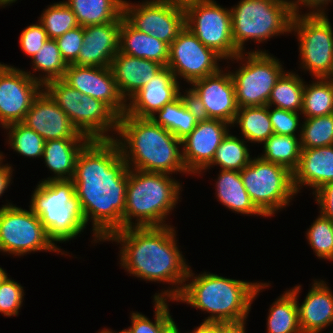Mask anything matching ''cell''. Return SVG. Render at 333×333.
<instances>
[{"label":"cell","instance_id":"d6986e66","mask_svg":"<svg viewBox=\"0 0 333 333\" xmlns=\"http://www.w3.org/2000/svg\"><path fill=\"white\" fill-rule=\"evenodd\" d=\"M230 127L223 120L201 117L194 130L182 140L183 162L191 176L199 175L212 162Z\"/></svg>","mask_w":333,"mask_h":333},{"label":"cell","instance_id":"91938a15","mask_svg":"<svg viewBox=\"0 0 333 333\" xmlns=\"http://www.w3.org/2000/svg\"><path fill=\"white\" fill-rule=\"evenodd\" d=\"M11 205H13L12 202H8V201H7V203H5V205H2V206L0 207V210H1L2 207H8V206H11Z\"/></svg>","mask_w":333,"mask_h":333},{"label":"cell","instance_id":"603a6c76","mask_svg":"<svg viewBox=\"0 0 333 333\" xmlns=\"http://www.w3.org/2000/svg\"><path fill=\"white\" fill-rule=\"evenodd\" d=\"M121 22H107L84 27L83 44L77 60L80 66L110 67L119 52Z\"/></svg>","mask_w":333,"mask_h":333},{"label":"cell","instance_id":"b9f144b4","mask_svg":"<svg viewBox=\"0 0 333 333\" xmlns=\"http://www.w3.org/2000/svg\"><path fill=\"white\" fill-rule=\"evenodd\" d=\"M154 310V322L139 312H131V326L125 330L128 333H160V331L173 319L170 314L168 302L173 300L152 299Z\"/></svg>","mask_w":333,"mask_h":333},{"label":"cell","instance_id":"5bb4252c","mask_svg":"<svg viewBox=\"0 0 333 333\" xmlns=\"http://www.w3.org/2000/svg\"><path fill=\"white\" fill-rule=\"evenodd\" d=\"M123 1V18L136 30L168 45L185 28L183 4L171 0Z\"/></svg>","mask_w":333,"mask_h":333},{"label":"cell","instance_id":"74e56055","mask_svg":"<svg viewBox=\"0 0 333 333\" xmlns=\"http://www.w3.org/2000/svg\"><path fill=\"white\" fill-rule=\"evenodd\" d=\"M3 130H6V142L14 152L24 158L42 159L45 140L36 131L22 122L9 124Z\"/></svg>","mask_w":333,"mask_h":333},{"label":"cell","instance_id":"f546056e","mask_svg":"<svg viewBox=\"0 0 333 333\" xmlns=\"http://www.w3.org/2000/svg\"><path fill=\"white\" fill-rule=\"evenodd\" d=\"M124 0H67L80 26L121 22Z\"/></svg>","mask_w":333,"mask_h":333},{"label":"cell","instance_id":"7a4b0ae2","mask_svg":"<svg viewBox=\"0 0 333 333\" xmlns=\"http://www.w3.org/2000/svg\"><path fill=\"white\" fill-rule=\"evenodd\" d=\"M176 227H131L113 232L105 241L120 245V266L148 282L169 284L153 299L173 300L181 294L190 265L177 244Z\"/></svg>","mask_w":333,"mask_h":333},{"label":"cell","instance_id":"4dcf8cb0","mask_svg":"<svg viewBox=\"0 0 333 333\" xmlns=\"http://www.w3.org/2000/svg\"><path fill=\"white\" fill-rule=\"evenodd\" d=\"M232 127H239L241 135L249 143L263 144L274 134L268 105L239 108Z\"/></svg>","mask_w":333,"mask_h":333},{"label":"cell","instance_id":"4316f807","mask_svg":"<svg viewBox=\"0 0 333 333\" xmlns=\"http://www.w3.org/2000/svg\"><path fill=\"white\" fill-rule=\"evenodd\" d=\"M182 92L176 100L164 105L151 117L156 124L167 129L181 141L194 130L201 118L187 91Z\"/></svg>","mask_w":333,"mask_h":333},{"label":"cell","instance_id":"db71d44e","mask_svg":"<svg viewBox=\"0 0 333 333\" xmlns=\"http://www.w3.org/2000/svg\"><path fill=\"white\" fill-rule=\"evenodd\" d=\"M18 0H0V7H6L11 5L12 3H15Z\"/></svg>","mask_w":333,"mask_h":333},{"label":"cell","instance_id":"f907efd6","mask_svg":"<svg viewBox=\"0 0 333 333\" xmlns=\"http://www.w3.org/2000/svg\"><path fill=\"white\" fill-rule=\"evenodd\" d=\"M187 333H222V323L201 322L192 332Z\"/></svg>","mask_w":333,"mask_h":333},{"label":"cell","instance_id":"cb8c5ba5","mask_svg":"<svg viewBox=\"0 0 333 333\" xmlns=\"http://www.w3.org/2000/svg\"><path fill=\"white\" fill-rule=\"evenodd\" d=\"M292 173L297 194L308 186L313 194L324 184L333 181V145L302 148L298 166Z\"/></svg>","mask_w":333,"mask_h":333},{"label":"cell","instance_id":"1f68e13d","mask_svg":"<svg viewBox=\"0 0 333 333\" xmlns=\"http://www.w3.org/2000/svg\"><path fill=\"white\" fill-rule=\"evenodd\" d=\"M229 131L216 149L212 162L197 176L203 175L208 169L219 166L220 170L241 171L247 166L252 155L248 143L243 137L232 135ZM240 137V138H239ZM250 152V153H249Z\"/></svg>","mask_w":333,"mask_h":333},{"label":"cell","instance_id":"8fae6325","mask_svg":"<svg viewBox=\"0 0 333 333\" xmlns=\"http://www.w3.org/2000/svg\"><path fill=\"white\" fill-rule=\"evenodd\" d=\"M327 14H294L291 34L296 35L300 70L312 78H329L333 71V28Z\"/></svg>","mask_w":333,"mask_h":333},{"label":"cell","instance_id":"e575fe53","mask_svg":"<svg viewBox=\"0 0 333 333\" xmlns=\"http://www.w3.org/2000/svg\"><path fill=\"white\" fill-rule=\"evenodd\" d=\"M301 150L300 136L273 134L263 143V153L258 156L293 172L298 166Z\"/></svg>","mask_w":333,"mask_h":333},{"label":"cell","instance_id":"6f0895ef","mask_svg":"<svg viewBox=\"0 0 333 333\" xmlns=\"http://www.w3.org/2000/svg\"><path fill=\"white\" fill-rule=\"evenodd\" d=\"M171 1L181 3V4H185V3L189 2V1H193V0H171Z\"/></svg>","mask_w":333,"mask_h":333},{"label":"cell","instance_id":"816d5d0a","mask_svg":"<svg viewBox=\"0 0 333 333\" xmlns=\"http://www.w3.org/2000/svg\"><path fill=\"white\" fill-rule=\"evenodd\" d=\"M246 322L238 324L222 323V333H246Z\"/></svg>","mask_w":333,"mask_h":333},{"label":"cell","instance_id":"7c38bea8","mask_svg":"<svg viewBox=\"0 0 333 333\" xmlns=\"http://www.w3.org/2000/svg\"><path fill=\"white\" fill-rule=\"evenodd\" d=\"M56 252L68 256L48 237L39 217L32 211L11 205L0 210V253L24 256L34 252ZM67 252V253H66Z\"/></svg>","mask_w":333,"mask_h":333},{"label":"cell","instance_id":"277c9868","mask_svg":"<svg viewBox=\"0 0 333 333\" xmlns=\"http://www.w3.org/2000/svg\"><path fill=\"white\" fill-rule=\"evenodd\" d=\"M115 141L129 169L173 175L190 174L183 162L182 141L151 118L123 114Z\"/></svg>","mask_w":333,"mask_h":333},{"label":"cell","instance_id":"680465c9","mask_svg":"<svg viewBox=\"0 0 333 333\" xmlns=\"http://www.w3.org/2000/svg\"><path fill=\"white\" fill-rule=\"evenodd\" d=\"M4 158L3 152L0 151V164L3 162Z\"/></svg>","mask_w":333,"mask_h":333},{"label":"cell","instance_id":"681fc988","mask_svg":"<svg viewBox=\"0 0 333 333\" xmlns=\"http://www.w3.org/2000/svg\"><path fill=\"white\" fill-rule=\"evenodd\" d=\"M13 167L11 164L8 163L4 164L3 162L0 164V198L4 195L5 191L10 187L12 184V174H13Z\"/></svg>","mask_w":333,"mask_h":333},{"label":"cell","instance_id":"11a10c76","mask_svg":"<svg viewBox=\"0 0 333 333\" xmlns=\"http://www.w3.org/2000/svg\"><path fill=\"white\" fill-rule=\"evenodd\" d=\"M7 274H8L7 271L4 270L2 267H0V283L7 276Z\"/></svg>","mask_w":333,"mask_h":333},{"label":"cell","instance_id":"6125c7cd","mask_svg":"<svg viewBox=\"0 0 333 333\" xmlns=\"http://www.w3.org/2000/svg\"><path fill=\"white\" fill-rule=\"evenodd\" d=\"M329 79L333 82V71H332L331 75L329 76Z\"/></svg>","mask_w":333,"mask_h":333},{"label":"cell","instance_id":"7dc6e473","mask_svg":"<svg viewBox=\"0 0 333 333\" xmlns=\"http://www.w3.org/2000/svg\"><path fill=\"white\" fill-rule=\"evenodd\" d=\"M315 195V196H314ZM314 200L319 205V213L333 220V181L324 184L313 193Z\"/></svg>","mask_w":333,"mask_h":333},{"label":"cell","instance_id":"e0dca14e","mask_svg":"<svg viewBox=\"0 0 333 333\" xmlns=\"http://www.w3.org/2000/svg\"><path fill=\"white\" fill-rule=\"evenodd\" d=\"M43 85L25 70L0 62V126L22 122Z\"/></svg>","mask_w":333,"mask_h":333},{"label":"cell","instance_id":"d6a6232c","mask_svg":"<svg viewBox=\"0 0 333 333\" xmlns=\"http://www.w3.org/2000/svg\"><path fill=\"white\" fill-rule=\"evenodd\" d=\"M267 333H302L295 296L287 289L271 304Z\"/></svg>","mask_w":333,"mask_h":333},{"label":"cell","instance_id":"8992f818","mask_svg":"<svg viewBox=\"0 0 333 333\" xmlns=\"http://www.w3.org/2000/svg\"><path fill=\"white\" fill-rule=\"evenodd\" d=\"M32 193L28 207L56 246L80 237L87 225L72 180L39 181Z\"/></svg>","mask_w":333,"mask_h":333},{"label":"cell","instance_id":"60d3db41","mask_svg":"<svg viewBox=\"0 0 333 333\" xmlns=\"http://www.w3.org/2000/svg\"><path fill=\"white\" fill-rule=\"evenodd\" d=\"M306 239L318 259L333 261V231L331 220L322 216L313 220V223L307 229Z\"/></svg>","mask_w":333,"mask_h":333},{"label":"cell","instance_id":"f6af8a7d","mask_svg":"<svg viewBox=\"0 0 333 333\" xmlns=\"http://www.w3.org/2000/svg\"><path fill=\"white\" fill-rule=\"evenodd\" d=\"M84 37V27L78 26L56 38L61 56L67 65L73 64L80 53Z\"/></svg>","mask_w":333,"mask_h":333},{"label":"cell","instance_id":"52a82bcc","mask_svg":"<svg viewBox=\"0 0 333 333\" xmlns=\"http://www.w3.org/2000/svg\"><path fill=\"white\" fill-rule=\"evenodd\" d=\"M230 9L233 42L240 52H246L249 40L262 44L291 33L294 13L290 0H240Z\"/></svg>","mask_w":333,"mask_h":333},{"label":"cell","instance_id":"484cf974","mask_svg":"<svg viewBox=\"0 0 333 333\" xmlns=\"http://www.w3.org/2000/svg\"><path fill=\"white\" fill-rule=\"evenodd\" d=\"M90 141V138H64L45 141L42 159L50 173L53 172L52 174L55 175L40 181L72 180L77 158Z\"/></svg>","mask_w":333,"mask_h":333},{"label":"cell","instance_id":"6da1fadb","mask_svg":"<svg viewBox=\"0 0 333 333\" xmlns=\"http://www.w3.org/2000/svg\"><path fill=\"white\" fill-rule=\"evenodd\" d=\"M128 173L114 139L91 140L77 158L72 181L85 223H92L94 244L124 229Z\"/></svg>","mask_w":333,"mask_h":333},{"label":"cell","instance_id":"7402d4cb","mask_svg":"<svg viewBox=\"0 0 333 333\" xmlns=\"http://www.w3.org/2000/svg\"><path fill=\"white\" fill-rule=\"evenodd\" d=\"M325 280L314 279L302 304L301 285L288 289L296 298L302 333H320L333 324V291Z\"/></svg>","mask_w":333,"mask_h":333},{"label":"cell","instance_id":"83f0119b","mask_svg":"<svg viewBox=\"0 0 333 333\" xmlns=\"http://www.w3.org/2000/svg\"><path fill=\"white\" fill-rule=\"evenodd\" d=\"M119 52L132 57L152 60L166 67L169 45L150 34L136 30L122 17Z\"/></svg>","mask_w":333,"mask_h":333},{"label":"cell","instance_id":"be15d7a7","mask_svg":"<svg viewBox=\"0 0 333 333\" xmlns=\"http://www.w3.org/2000/svg\"><path fill=\"white\" fill-rule=\"evenodd\" d=\"M331 227H332V231H333V220L331 221Z\"/></svg>","mask_w":333,"mask_h":333},{"label":"cell","instance_id":"9f6ffc18","mask_svg":"<svg viewBox=\"0 0 333 333\" xmlns=\"http://www.w3.org/2000/svg\"><path fill=\"white\" fill-rule=\"evenodd\" d=\"M98 333H116V331H113L110 328H103L101 331H98Z\"/></svg>","mask_w":333,"mask_h":333},{"label":"cell","instance_id":"d590c367","mask_svg":"<svg viewBox=\"0 0 333 333\" xmlns=\"http://www.w3.org/2000/svg\"><path fill=\"white\" fill-rule=\"evenodd\" d=\"M31 63L33 72L38 71L39 75L27 70L26 73L42 85L51 80L62 79L68 66L61 56L56 40L49 38L31 58Z\"/></svg>","mask_w":333,"mask_h":333},{"label":"cell","instance_id":"f1b7e54d","mask_svg":"<svg viewBox=\"0 0 333 333\" xmlns=\"http://www.w3.org/2000/svg\"><path fill=\"white\" fill-rule=\"evenodd\" d=\"M215 183L217 201L234 213L266 217L252 202L239 171L220 170Z\"/></svg>","mask_w":333,"mask_h":333},{"label":"cell","instance_id":"836d02e7","mask_svg":"<svg viewBox=\"0 0 333 333\" xmlns=\"http://www.w3.org/2000/svg\"><path fill=\"white\" fill-rule=\"evenodd\" d=\"M305 81L293 71L284 72L274 85L268 106L301 113Z\"/></svg>","mask_w":333,"mask_h":333},{"label":"cell","instance_id":"ee69618b","mask_svg":"<svg viewBox=\"0 0 333 333\" xmlns=\"http://www.w3.org/2000/svg\"><path fill=\"white\" fill-rule=\"evenodd\" d=\"M268 110L274 134L301 136V113H296L272 106H268Z\"/></svg>","mask_w":333,"mask_h":333},{"label":"cell","instance_id":"f5cc1de1","mask_svg":"<svg viewBox=\"0 0 333 333\" xmlns=\"http://www.w3.org/2000/svg\"><path fill=\"white\" fill-rule=\"evenodd\" d=\"M160 333H181L174 319H172L161 331ZM185 333V332H184ZM187 333V332H186Z\"/></svg>","mask_w":333,"mask_h":333},{"label":"cell","instance_id":"9a60e30c","mask_svg":"<svg viewBox=\"0 0 333 333\" xmlns=\"http://www.w3.org/2000/svg\"><path fill=\"white\" fill-rule=\"evenodd\" d=\"M224 59L206 47L188 28H184L169 45L167 67L177 80L191 84L218 72ZM180 78V79H179Z\"/></svg>","mask_w":333,"mask_h":333},{"label":"cell","instance_id":"c3c4849f","mask_svg":"<svg viewBox=\"0 0 333 333\" xmlns=\"http://www.w3.org/2000/svg\"><path fill=\"white\" fill-rule=\"evenodd\" d=\"M333 0H290L291 6L294 14H302V7H306L307 12L304 14H328L325 10L327 9V5L331 3ZM309 11V12H308Z\"/></svg>","mask_w":333,"mask_h":333},{"label":"cell","instance_id":"8d00e7d4","mask_svg":"<svg viewBox=\"0 0 333 333\" xmlns=\"http://www.w3.org/2000/svg\"><path fill=\"white\" fill-rule=\"evenodd\" d=\"M305 82L303 91V118L326 116L333 114V82L329 78H313Z\"/></svg>","mask_w":333,"mask_h":333},{"label":"cell","instance_id":"ac0fdd59","mask_svg":"<svg viewBox=\"0 0 333 333\" xmlns=\"http://www.w3.org/2000/svg\"><path fill=\"white\" fill-rule=\"evenodd\" d=\"M62 80L81 93L104 102L119 117L126 112V101L118 91L110 67L70 64Z\"/></svg>","mask_w":333,"mask_h":333},{"label":"cell","instance_id":"f35d334b","mask_svg":"<svg viewBox=\"0 0 333 333\" xmlns=\"http://www.w3.org/2000/svg\"><path fill=\"white\" fill-rule=\"evenodd\" d=\"M38 18L49 39H56L79 25L75 14L63 1L51 3Z\"/></svg>","mask_w":333,"mask_h":333},{"label":"cell","instance_id":"d4e9b609","mask_svg":"<svg viewBox=\"0 0 333 333\" xmlns=\"http://www.w3.org/2000/svg\"><path fill=\"white\" fill-rule=\"evenodd\" d=\"M110 68L120 95L127 101L156 76L164 66L158 62L118 52Z\"/></svg>","mask_w":333,"mask_h":333},{"label":"cell","instance_id":"ab89813d","mask_svg":"<svg viewBox=\"0 0 333 333\" xmlns=\"http://www.w3.org/2000/svg\"><path fill=\"white\" fill-rule=\"evenodd\" d=\"M301 129V148L333 145V114L304 118Z\"/></svg>","mask_w":333,"mask_h":333},{"label":"cell","instance_id":"44dd1931","mask_svg":"<svg viewBox=\"0 0 333 333\" xmlns=\"http://www.w3.org/2000/svg\"><path fill=\"white\" fill-rule=\"evenodd\" d=\"M24 125L36 131L45 141L64 138H88L78 132L67 114L42 90L26 113Z\"/></svg>","mask_w":333,"mask_h":333},{"label":"cell","instance_id":"ba28073f","mask_svg":"<svg viewBox=\"0 0 333 333\" xmlns=\"http://www.w3.org/2000/svg\"><path fill=\"white\" fill-rule=\"evenodd\" d=\"M43 90L67 114L79 133L91 140L117 137L119 116L104 102L70 87L62 79L48 81Z\"/></svg>","mask_w":333,"mask_h":333},{"label":"cell","instance_id":"3957f363","mask_svg":"<svg viewBox=\"0 0 333 333\" xmlns=\"http://www.w3.org/2000/svg\"><path fill=\"white\" fill-rule=\"evenodd\" d=\"M201 273L195 274L190 267L187 282L175 302L210 313L203 322H246L254 299L271 286L269 282L230 279L206 271Z\"/></svg>","mask_w":333,"mask_h":333},{"label":"cell","instance_id":"30bf717a","mask_svg":"<svg viewBox=\"0 0 333 333\" xmlns=\"http://www.w3.org/2000/svg\"><path fill=\"white\" fill-rule=\"evenodd\" d=\"M240 175L255 206L267 217L290 206L297 195L293 173L284 166L253 157ZM279 210V211H278Z\"/></svg>","mask_w":333,"mask_h":333},{"label":"cell","instance_id":"bcb514c9","mask_svg":"<svg viewBox=\"0 0 333 333\" xmlns=\"http://www.w3.org/2000/svg\"><path fill=\"white\" fill-rule=\"evenodd\" d=\"M48 36L44 27L38 22L27 26L19 37V45L25 55L32 58L47 41Z\"/></svg>","mask_w":333,"mask_h":333},{"label":"cell","instance_id":"7bdbcfd3","mask_svg":"<svg viewBox=\"0 0 333 333\" xmlns=\"http://www.w3.org/2000/svg\"><path fill=\"white\" fill-rule=\"evenodd\" d=\"M7 276L0 283V313L4 316H18L23 306L24 287Z\"/></svg>","mask_w":333,"mask_h":333},{"label":"cell","instance_id":"9c48e42d","mask_svg":"<svg viewBox=\"0 0 333 333\" xmlns=\"http://www.w3.org/2000/svg\"><path fill=\"white\" fill-rule=\"evenodd\" d=\"M239 63L237 70L230 71L239 108L265 106L272 89L280 76L286 71L281 61L268 51L258 49L240 52L230 59ZM236 61V62H235ZM242 64V66H241Z\"/></svg>","mask_w":333,"mask_h":333},{"label":"cell","instance_id":"ffe728a7","mask_svg":"<svg viewBox=\"0 0 333 333\" xmlns=\"http://www.w3.org/2000/svg\"><path fill=\"white\" fill-rule=\"evenodd\" d=\"M180 82L166 66L126 101L125 114L151 118L164 105L176 100L182 92Z\"/></svg>","mask_w":333,"mask_h":333},{"label":"cell","instance_id":"5b68a950","mask_svg":"<svg viewBox=\"0 0 333 333\" xmlns=\"http://www.w3.org/2000/svg\"><path fill=\"white\" fill-rule=\"evenodd\" d=\"M181 189L182 182L172 175L129 169L124 229L170 225L166 220L181 202Z\"/></svg>","mask_w":333,"mask_h":333},{"label":"cell","instance_id":"94428289","mask_svg":"<svg viewBox=\"0 0 333 333\" xmlns=\"http://www.w3.org/2000/svg\"><path fill=\"white\" fill-rule=\"evenodd\" d=\"M116 333H128L125 329H123L122 331L120 330L119 332L116 331Z\"/></svg>","mask_w":333,"mask_h":333},{"label":"cell","instance_id":"2e32d148","mask_svg":"<svg viewBox=\"0 0 333 333\" xmlns=\"http://www.w3.org/2000/svg\"><path fill=\"white\" fill-rule=\"evenodd\" d=\"M223 67L209 76L195 80L186 89L201 117L233 124L239 109L232 76ZM226 71V72H225ZM192 85V86H191Z\"/></svg>","mask_w":333,"mask_h":333},{"label":"cell","instance_id":"4fadbf2b","mask_svg":"<svg viewBox=\"0 0 333 333\" xmlns=\"http://www.w3.org/2000/svg\"><path fill=\"white\" fill-rule=\"evenodd\" d=\"M183 7L185 27L206 47L225 61L240 53L233 42L230 8L222 7L215 0H193Z\"/></svg>","mask_w":333,"mask_h":333}]
</instances>
